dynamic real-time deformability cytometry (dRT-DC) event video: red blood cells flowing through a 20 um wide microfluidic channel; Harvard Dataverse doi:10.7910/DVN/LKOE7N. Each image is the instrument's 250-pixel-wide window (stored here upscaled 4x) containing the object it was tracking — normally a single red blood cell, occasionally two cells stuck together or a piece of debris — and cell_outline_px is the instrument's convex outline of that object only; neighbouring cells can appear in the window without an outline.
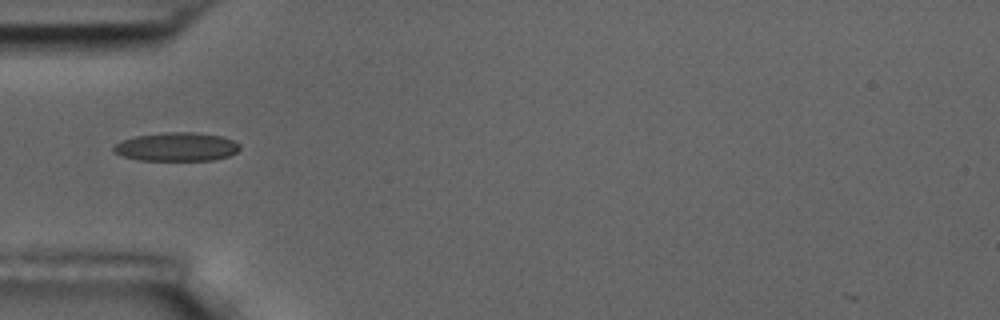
{"species": "common noctule bat (a hibernating species)", "species_latin": "Nyctalus noctula", "temperature_condition": "room temperature", "stored_images_in_passage": 4, "camera_frame_rate_fps": 3000, "um_per_image_px": 0.085, "animal": {"sex": "male", "body_mass_g": 17.5, "forearm_length_mm": 52.3}, "frame": {"image": 1, "passage_image": 1, "time_ms": 0.0, "image_size_px": [1000, 320], "cell_outline_px": [[240, 148], [236, 152], [228, 156], [212, 160], [140, 160], [124, 156], [112, 152], [112, 148], [120, 140], [136, 136], [168, 132], [196, 132], [224, 136], [240, 144]], "centroid_in_image_um": [15.02, 12.47], "position_along_channel_um": 70.0, "area_um2": 21.1}}
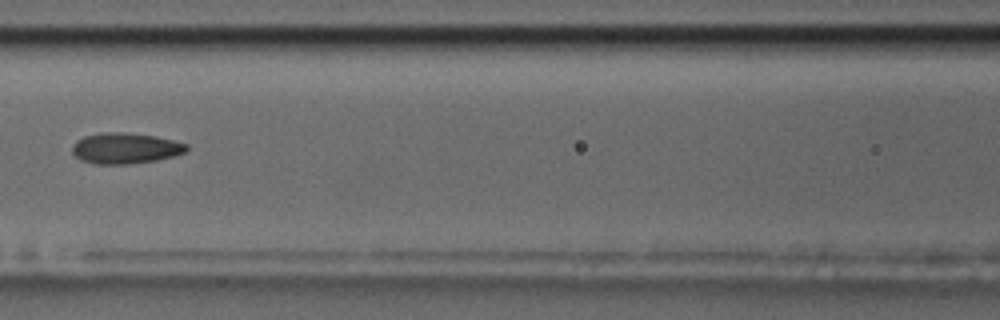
{"frame": {"image": 2, "passage_image": 3, "time_ms": 2.333, "image_size_px": [1000, 320], "cell_outline_px": [[188, 148], [184, 152], [176, 156], [156, 160], [128, 164], [96, 164], [80, 160], [72, 152], [72, 144], [76, 140], [84, 136], [104, 132], [124, 132], [156, 136], [188, 144]], "centroid_in_image_um": [10.64, 12.6], "position_along_channel_um": 156.0, "area_um2": 20.63}}
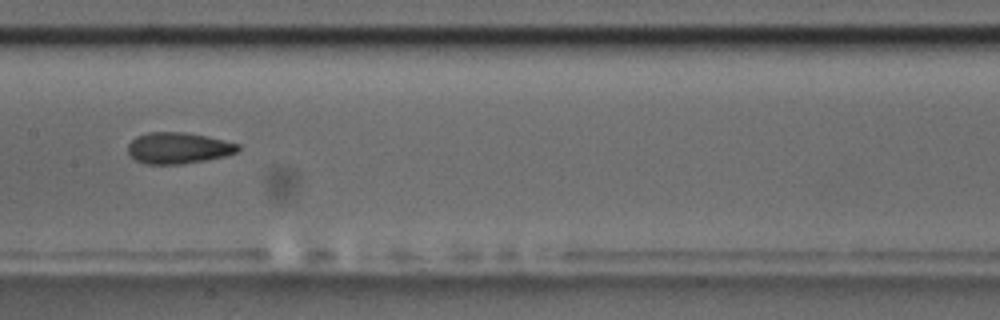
{"frame": {"image": 3, "passage_image": 4, "time_ms": 3.333, "image_size_px": [1000, 320], "cell_outline_px": [[240, 148], [236, 152], [224, 156], [204, 160], [180, 164], [148, 164], [136, 160], [128, 152], [128, 144], [136, 136], [148, 132], [184, 132], [204, 136], [240, 144]], "centroid_in_image_um": [15.13, 12.58], "position_along_channel_um": 192.3, "area_um2": 19.77}}